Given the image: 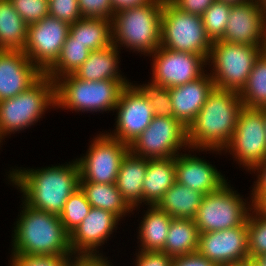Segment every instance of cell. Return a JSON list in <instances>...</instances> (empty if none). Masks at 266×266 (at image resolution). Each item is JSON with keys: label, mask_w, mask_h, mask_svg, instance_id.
Returning <instances> with one entry per match:
<instances>
[{"label": "cell", "mask_w": 266, "mask_h": 266, "mask_svg": "<svg viewBox=\"0 0 266 266\" xmlns=\"http://www.w3.org/2000/svg\"><path fill=\"white\" fill-rule=\"evenodd\" d=\"M12 170L8 178L24 194V202L32 208L57 216L62 213L70 195L79 188L77 159L62 166Z\"/></svg>", "instance_id": "cell-1"}, {"label": "cell", "mask_w": 266, "mask_h": 266, "mask_svg": "<svg viewBox=\"0 0 266 266\" xmlns=\"http://www.w3.org/2000/svg\"><path fill=\"white\" fill-rule=\"evenodd\" d=\"M243 107L238 92L214 88L187 128L188 148H198L199 151L224 150L235 132Z\"/></svg>", "instance_id": "cell-2"}, {"label": "cell", "mask_w": 266, "mask_h": 266, "mask_svg": "<svg viewBox=\"0 0 266 266\" xmlns=\"http://www.w3.org/2000/svg\"><path fill=\"white\" fill-rule=\"evenodd\" d=\"M23 204L14 227L12 254L73 256L70 234L60 217Z\"/></svg>", "instance_id": "cell-3"}, {"label": "cell", "mask_w": 266, "mask_h": 266, "mask_svg": "<svg viewBox=\"0 0 266 266\" xmlns=\"http://www.w3.org/2000/svg\"><path fill=\"white\" fill-rule=\"evenodd\" d=\"M164 0L124 8L111 20L112 43L151 55L160 47L161 18ZM118 43V44H117Z\"/></svg>", "instance_id": "cell-4"}, {"label": "cell", "mask_w": 266, "mask_h": 266, "mask_svg": "<svg viewBox=\"0 0 266 266\" xmlns=\"http://www.w3.org/2000/svg\"><path fill=\"white\" fill-rule=\"evenodd\" d=\"M128 80L86 81L68 74L55 81L56 107L76 111L114 110Z\"/></svg>", "instance_id": "cell-5"}, {"label": "cell", "mask_w": 266, "mask_h": 266, "mask_svg": "<svg viewBox=\"0 0 266 266\" xmlns=\"http://www.w3.org/2000/svg\"><path fill=\"white\" fill-rule=\"evenodd\" d=\"M49 106H56L55 82L43 75L28 90L0 101V140L23 130L42 118Z\"/></svg>", "instance_id": "cell-6"}, {"label": "cell", "mask_w": 266, "mask_h": 266, "mask_svg": "<svg viewBox=\"0 0 266 266\" xmlns=\"http://www.w3.org/2000/svg\"><path fill=\"white\" fill-rule=\"evenodd\" d=\"M265 50L266 47L213 41L207 62L213 65L210 75L215 88L240 93L253 65Z\"/></svg>", "instance_id": "cell-7"}, {"label": "cell", "mask_w": 266, "mask_h": 266, "mask_svg": "<svg viewBox=\"0 0 266 266\" xmlns=\"http://www.w3.org/2000/svg\"><path fill=\"white\" fill-rule=\"evenodd\" d=\"M160 46L169 50L198 54L208 60L212 41L207 36L201 16L184 12L170 0H164Z\"/></svg>", "instance_id": "cell-8"}, {"label": "cell", "mask_w": 266, "mask_h": 266, "mask_svg": "<svg viewBox=\"0 0 266 266\" xmlns=\"http://www.w3.org/2000/svg\"><path fill=\"white\" fill-rule=\"evenodd\" d=\"M243 200L227 182L218 190L204 195L194 218L199 233L241 226L249 211H253L252 205L248 208Z\"/></svg>", "instance_id": "cell-9"}, {"label": "cell", "mask_w": 266, "mask_h": 266, "mask_svg": "<svg viewBox=\"0 0 266 266\" xmlns=\"http://www.w3.org/2000/svg\"><path fill=\"white\" fill-rule=\"evenodd\" d=\"M187 146V128L180 121L174 117L154 116L150 125L129 145V151L148 159L170 158Z\"/></svg>", "instance_id": "cell-10"}, {"label": "cell", "mask_w": 266, "mask_h": 266, "mask_svg": "<svg viewBox=\"0 0 266 266\" xmlns=\"http://www.w3.org/2000/svg\"><path fill=\"white\" fill-rule=\"evenodd\" d=\"M224 150H229L233 158L250 171L266 160V128L262 108L244 106L241 109L235 132Z\"/></svg>", "instance_id": "cell-11"}, {"label": "cell", "mask_w": 266, "mask_h": 266, "mask_svg": "<svg viewBox=\"0 0 266 266\" xmlns=\"http://www.w3.org/2000/svg\"><path fill=\"white\" fill-rule=\"evenodd\" d=\"M100 135L94 138L86 156L77 160L80 180L113 184L116 183L121 161L129 151V145L107 134Z\"/></svg>", "instance_id": "cell-12"}, {"label": "cell", "mask_w": 266, "mask_h": 266, "mask_svg": "<svg viewBox=\"0 0 266 266\" xmlns=\"http://www.w3.org/2000/svg\"><path fill=\"white\" fill-rule=\"evenodd\" d=\"M69 28L66 22L49 15L28 25L23 52L43 74L59 57Z\"/></svg>", "instance_id": "cell-13"}, {"label": "cell", "mask_w": 266, "mask_h": 266, "mask_svg": "<svg viewBox=\"0 0 266 266\" xmlns=\"http://www.w3.org/2000/svg\"><path fill=\"white\" fill-rule=\"evenodd\" d=\"M152 81L166 88L184 85L205 73L207 59L198 54L157 48L152 54ZM154 55V56H153Z\"/></svg>", "instance_id": "cell-14"}, {"label": "cell", "mask_w": 266, "mask_h": 266, "mask_svg": "<svg viewBox=\"0 0 266 266\" xmlns=\"http://www.w3.org/2000/svg\"><path fill=\"white\" fill-rule=\"evenodd\" d=\"M114 110H118L116 129L113 134L110 132L107 135L127 145H130L154 118L149 101L132 83L123 88Z\"/></svg>", "instance_id": "cell-15"}, {"label": "cell", "mask_w": 266, "mask_h": 266, "mask_svg": "<svg viewBox=\"0 0 266 266\" xmlns=\"http://www.w3.org/2000/svg\"><path fill=\"white\" fill-rule=\"evenodd\" d=\"M247 229L246 220L241 226L199 233L197 252L217 266L244 261L249 257Z\"/></svg>", "instance_id": "cell-16"}, {"label": "cell", "mask_w": 266, "mask_h": 266, "mask_svg": "<svg viewBox=\"0 0 266 266\" xmlns=\"http://www.w3.org/2000/svg\"><path fill=\"white\" fill-rule=\"evenodd\" d=\"M221 41L266 47V19L258 0L232 5Z\"/></svg>", "instance_id": "cell-17"}, {"label": "cell", "mask_w": 266, "mask_h": 266, "mask_svg": "<svg viewBox=\"0 0 266 266\" xmlns=\"http://www.w3.org/2000/svg\"><path fill=\"white\" fill-rule=\"evenodd\" d=\"M43 75L23 50H0V101L25 92Z\"/></svg>", "instance_id": "cell-18"}, {"label": "cell", "mask_w": 266, "mask_h": 266, "mask_svg": "<svg viewBox=\"0 0 266 266\" xmlns=\"http://www.w3.org/2000/svg\"><path fill=\"white\" fill-rule=\"evenodd\" d=\"M119 220L110 211L91 207L89 214L70 233V247L73 254L97 255L98 246L104 244Z\"/></svg>", "instance_id": "cell-19"}, {"label": "cell", "mask_w": 266, "mask_h": 266, "mask_svg": "<svg viewBox=\"0 0 266 266\" xmlns=\"http://www.w3.org/2000/svg\"><path fill=\"white\" fill-rule=\"evenodd\" d=\"M214 88L215 84L210 74H204L184 85L169 88L173 117L188 128Z\"/></svg>", "instance_id": "cell-20"}, {"label": "cell", "mask_w": 266, "mask_h": 266, "mask_svg": "<svg viewBox=\"0 0 266 266\" xmlns=\"http://www.w3.org/2000/svg\"><path fill=\"white\" fill-rule=\"evenodd\" d=\"M176 182L203 195L218 190L227 181L212 164L194 155L175 157Z\"/></svg>", "instance_id": "cell-21"}, {"label": "cell", "mask_w": 266, "mask_h": 266, "mask_svg": "<svg viewBox=\"0 0 266 266\" xmlns=\"http://www.w3.org/2000/svg\"><path fill=\"white\" fill-rule=\"evenodd\" d=\"M148 165V158H143L128 151L121 161L116 179V186L122 198L133 209L143 202V181Z\"/></svg>", "instance_id": "cell-22"}, {"label": "cell", "mask_w": 266, "mask_h": 266, "mask_svg": "<svg viewBox=\"0 0 266 266\" xmlns=\"http://www.w3.org/2000/svg\"><path fill=\"white\" fill-rule=\"evenodd\" d=\"M175 182V157L148 159L143 181V202L156 206Z\"/></svg>", "instance_id": "cell-23"}, {"label": "cell", "mask_w": 266, "mask_h": 266, "mask_svg": "<svg viewBox=\"0 0 266 266\" xmlns=\"http://www.w3.org/2000/svg\"><path fill=\"white\" fill-rule=\"evenodd\" d=\"M118 57V48L113 43L105 48L91 51L74 75L86 81L127 80L118 71Z\"/></svg>", "instance_id": "cell-24"}, {"label": "cell", "mask_w": 266, "mask_h": 266, "mask_svg": "<svg viewBox=\"0 0 266 266\" xmlns=\"http://www.w3.org/2000/svg\"><path fill=\"white\" fill-rule=\"evenodd\" d=\"M203 196L201 192L175 182L156 206L172 218L194 219Z\"/></svg>", "instance_id": "cell-25"}, {"label": "cell", "mask_w": 266, "mask_h": 266, "mask_svg": "<svg viewBox=\"0 0 266 266\" xmlns=\"http://www.w3.org/2000/svg\"><path fill=\"white\" fill-rule=\"evenodd\" d=\"M71 42H80L90 51L112 44L111 20L103 18H81L70 25Z\"/></svg>", "instance_id": "cell-26"}, {"label": "cell", "mask_w": 266, "mask_h": 266, "mask_svg": "<svg viewBox=\"0 0 266 266\" xmlns=\"http://www.w3.org/2000/svg\"><path fill=\"white\" fill-rule=\"evenodd\" d=\"M150 208V209H149ZM139 226L141 251H162L167 239L172 217L157 206H149Z\"/></svg>", "instance_id": "cell-27"}, {"label": "cell", "mask_w": 266, "mask_h": 266, "mask_svg": "<svg viewBox=\"0 0 266 266\" xmlns=\"http://www.w3.org/2000/svg\"><path fill=\"white\" fill-rule=\"evenodd\" d=\"M79 187L84 192L86 199L94 208L110 211L119 219L133 209L122 198L115 183L100 184L79 180Z\"/></svg>", "instance_id": "cell-28"}, {"label": "cell", "mask_w": 266, "mask_h": 266, "mask_svg": "<svg viewBox=\"0 0 266 266\" xmlns=\"http://www.w3.org/2000/svg\"><path fill=\"white\" fill-rule=\"evenodd\" d=\"M199 231L194 219L172 218L162 252L174 258L197 252Z\"/></svg>", "instance_id": "cell-29"}, {"label": "cell", "mask_w": 266, "mask_h": 266, "mask_svg": "<svg viewBox=\"0 0 266 266\" xmlns=\"http://www.w3.org/2000/svg\"><path fill=\"white\" fill-rule=\"evenodd\" d=\"M27 27L11 0H0V50H23Z\"/></svg>", "instance_id": "cell-30"}, {"label": "cell", "mask_w": 266, "mask_h": 266, "mask_svg": "<svg viewBox=\"0 0 266 266\" xmlns=\"http://www.w3.org/2000/svg\"><path fill=\"white\" fill-rule=\"evenodd\" d=\"M90 50L80 42H71L68 34L59 57L55 63L44 73L54 82L65 75L74 74L78 68L87 60Z\"/></svg>", "instance_id": "cell-31"}, {"label": "cell", "mask_w": 266, "mask_h": 266, "mask_svg": "<svg viewBox=\"0 0 266 266\" xmlns=\"http://www.w3.org/2000/svg\"><path fill=\"white\" fill-rule=\"evenodd\" d=\"M239 94L247 108L266 107V50L256 60L247 83Z\"/></svg>", "instance_id": "cell-32"}, {"label": "cell", "mask_w": 266, "mask_h": 266, "mask_svg": "<svg viewBox=\"0 0 266 266\" xmlns=\"http://www.w3.org/2000/svg\"><path fill=\"white\" fill-rule=\"evenodd\" d=\"M91 205L79 187L67 199L62 213L59 215L65 230L70 234L89 214Z\"/></svg>", "instance_id": "cell-33"}, {"label": "cell", "mask_w": 266, "mask_h": 266, "mask_svg": "<svg viewBox=\"0 0 266 266\" xmlns=\"http://www.w3.org/2000/svg\"><path fill=\"white\" fill-rule=\"evenodd\" d=\"M231 8L232 5L215 1L204 12L202 19L205 31L212 42L223 37Z\"/></svg>", "instance_id": "cell-34"}, {"label": "cell", "mask_w": 266, "mask_h": 266, "mask_svg": "<svg viewBox=\"0 0 266 266\" xmlns=\"http://www.w3.org/2000/svg\"><path fill=\"white\" fill-rule=\"evenodd\" d=\"M153 108L154 116L173 117V106L169 88L151 81L148 84L135 86Z\"/></svg>", "instance_id": "cell-35"}, {"label": "cell", "mask_w": 266, "mask_h": 266, "mask_svg": "<svg viewBox=\"0 0 266 266\" xmlns=\"http://www.w3.org/2000/svg\"><path fill=\"white\" fill-rule=\"evenodd\" d=\"M252 213L247 217L248 251L249 257L256 258L266 254V217Z\"/></svg>", "instance_id": "cell-36"}, {"label": "cell", "mask_w": 266, "mask_h": 266, "mask_svg": "<svg viewBox=\"0 0 266 266\" xmlns=\"http://www.w3.org/2000/svg\"><path fill=\"white\" fill-rule=\"evenodd\" d=\"M15 10L27 25L49 15L48 0H11Z\"/></svg>", "instance_id": "cell-37"}, {"label": "cell", "mask_w": 266, "mask_h": 266, "mask_svg": "<svg viewBox=\"0 0 266 266\" xmlns=\"http://www.w3.org/2000/svg\"><path fill=\"white\" fill-rule=\"evenodd\" d=\"M72 256L12 254L11 266H68Z\"/></svg>", "instance_id": "cell-38"}, {"label": "cell", "mask_w": 266, "mask_h": 266, "mask_svg": "<svg viewBox=\"0 0 266 266\" xmlns=\"http://www.w3.org/2000/svg\"><path fill=\"white\" fill-rule=\"evenodd\" d=\"M49 16L72 25L81 19L78 0H48Z\"/></svg>", "instance_id": "cell-39"}, {"label": "cell", "mask_w": 266, "mask_h": 266, "mask_svg": "<svg viewBox=\"0 0 266 266\" xmlns=\"http://www.w3.org/2000/svg\"><path fill=\"white\" fill-rule=\"evenodd\" d=\"M82 18H103L112 20L115 14L111 0H78Z\"/></svg>", "instance_id": "cell-40"}, {"label": "cell", "mask_w": 266, "mask_h": 266, "mask_svg": "<svg viewBox=\"0 0 266 266\" xmlns=\"http://www.w3.org/2000/svg\"><path fill=\"white\" fill-rule=\"evenodd\" d=\"M136 266H171L173 258L162 251H139Z\"/></svg>", "instance_id": "cell-41"}, {"label": "cell", "mask_w": 266, "mask_h": 266, "mask_svg": "<svg viewBox=\"0 0 266 266\" xmlns=\"http://www.w3.org/2000/svg\"><path fill=\"white\" fill-rule=\"evenodd\" d=\"M178 9L192 15L203 16L216 0H170Z\"/></svg>", "instance_id": "cell-42"}, {"label": "cell", "mask_w": 266, "mask_h": 266, "mask_svg": "<svg viewBox=\"0 0 266 266\" xmlns=\"http://www.w3.org/2000/svg\"><path fill=\"white\" fill-rule=\"evenodd\" d=\"M171 266H217L198 252L174 257Z\"/></svg>", "instance_id": "cell-43"}, {"label": "cell", "mask_w": 266, "mask_h": 266, "mask_svg": "<svg viewBox=\"0 0 266 266\" xmlns=\"http://www.w3.org/2000/svg\"><path fill=\"white\" fill-rule=\"evenodd\" d=\"M99 255V256H98ZM74 259V260H73ZM70 259L68 266H111L109 261L102 255H75Z\"/></svg>", "instance_id": "cell-44"}, {"label": "cell", "mask_w": 266, "mask_h": 266, "mask_svg": "<svg viewBox=\"0 0 266 266\" xmlns=\"http://www.w3.org/2000/svg\"><path fill=\"white\" fill-rule=\"evenodd\" d=\"M252 209L266 217V191H252Z\"/></svg>", "instance_id": "cell-45"}, {"label": "cell", "mask_w": 266, "mask_h": 266, "mask_svg": "<svg viewBox=\"0 0 266 266\" xmlns=\"http://www.w3.org/2000/svg\"><path fill=\"white\" fill-rule=\"evenodd\" d=\"M252 170L254 173L256 170L259 173L252 191H266V160L256 165Z\"/></svg>", "instance_id": "cell-46"}, {"label": "cell", "mask_w": 266, "mask_h": 266, "mask_svg": "<svg viewBox=\"0 0 266 266\" xmlns=\"http://www.w3.org/2000/svg\"><path fill=\"white\" fill-rule=\"evenodd\" d=\"M151 1L152 0H111L115 12H118L124 8L144 5Z\"/></svg>", "instance_id": "cell-47"}, {"label": "cell", "mask_w": 266, "mask_h": 266, "mask_svg": "<svg viewBox=\"0 0 266 266\" xmlns=\"http://www.w3.org/2000/svg\"><path fill=\"white\" fill-rule=\"evenodd\" d=\"M216 1L223 2L229 5H236V4L248 2L250 0H216Z\"/></svg>", "instance_id": "cell-48"}, {"label": "cell", "mask_w": 266, "mask_h": 266, "mask_svg": "<svg viewBox=\"0 0 266 266\" xmlns=\"http://www.w3.org/2000/svg\"><path fill=\"white\" fill-rule=\"evenodd\" d=\"M226 266H250V257L246 258L244 261L236 262Z\"/></svg>", "instance_id": "cell-49"}, {"label": "cell", "mask_w": 266, "mask_h": 266, "mask_svg": "<svg viewBox=\"0 0 266 266\" xmlns=\"http://www.w3.org/2000/svg\"><path fill=\"white\" fill-rule=\"evenodd\" d=\"M259 2V5L261 6L262 8V11H263V14H264V17L266 19V0H258Z\"/></svg>", "instance_id": "cell-50"}, {"label": "cell", "mask_w": 266, "mask_h": 266, "mask_svg": "<svg viewBox=\"0 0 266 266\" xmlns=\"http://www.w3.org/2000/svg\"><path fill=\"white\" fill-rule=\"evenodd\" d=\"M256 259L262 264V266H266V254L256 257Z\"/></svg>", "instance_id": "cell-51"}, {"label": "cell", "mask_w": 266, "mask_h": 266, "mask_svg": "<svg viewBox=\"0 0 266 266\" xmlns=\"http://www.w3.org/2000/svg\"><path fill=\"white\" fill-rule=\"evenodd\" d=\"M250 266H262V264L256 258L250 257Z\"/></svg>", "instance_id": "cell-52"}, {"label": "cell", "mask_w": 266, "mask_h": 266, "mask_svg": "<svg viewBox=\"0 0 266 266\" xmlns=\"http://www.w3.org/2000/svg\"><path fill=\"white\" fill-rule=\"evenodd\" d=\"M262 113H263V118H264V121H265V128H266V107L262 108Z\"/></svg>", "instance_id": "cell-53"}]
</instances>
